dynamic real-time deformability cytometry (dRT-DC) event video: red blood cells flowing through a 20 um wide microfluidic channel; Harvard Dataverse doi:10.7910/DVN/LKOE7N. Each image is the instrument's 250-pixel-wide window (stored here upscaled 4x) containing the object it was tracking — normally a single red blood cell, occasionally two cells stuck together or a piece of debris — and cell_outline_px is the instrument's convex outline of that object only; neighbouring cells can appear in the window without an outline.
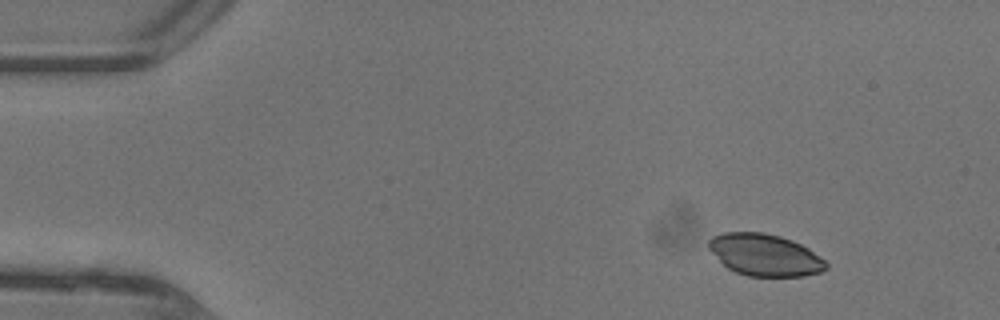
{"species": "common noctule bat (a hibernating species)", "species_latin": "Nyctalus noctula", "temperature_condition": "warm", "stored_images_in_passage": 5, "camera_frame_rate_fps": 3000, "um_per_image_px": 0.085, "animal": {"sex": "female"}, "frame": {"image": 1, "passage_image": 1, "time_ms": 0.0, "image_size_px": [1000, 320], "cell_outline_px": [[820, 268], [812, 272], [788, 276], [760, 276], [744, 272], [732, 268], [728, 264], [724, 236], [772, 236], [796, 244], [804, 248], [820, 260]], "centroid_in_image_um": [65.35, 21.79], "position_along_channel_um": 19.6, "area_um2": 21.91}}